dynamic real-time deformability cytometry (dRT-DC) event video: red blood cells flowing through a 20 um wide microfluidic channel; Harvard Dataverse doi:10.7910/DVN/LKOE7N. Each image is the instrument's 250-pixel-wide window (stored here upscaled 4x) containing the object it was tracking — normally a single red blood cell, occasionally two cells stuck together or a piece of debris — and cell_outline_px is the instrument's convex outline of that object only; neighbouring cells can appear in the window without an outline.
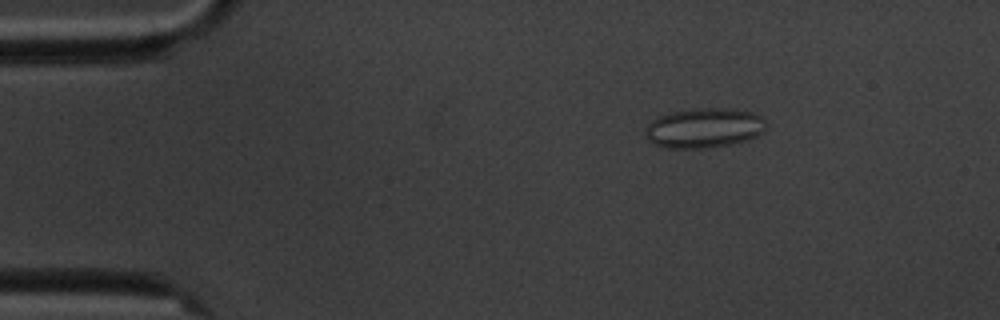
{"species": "common noctule bat (a hibernating species)", "species_latin": "Nyctalus noctula", "temperature_condition": "cold", "stored_images_in_passage": 10, "camera_frame_rate_fps": 3000, "um_per_image_px": 0.085, "animal": {"sex": "male", "body_mass_g": 20.1, "forearm_length_mm": 53.5}, "frame": {"image": 1, "passage_image": 2, "time_ms": 1.333, "image_size_px": [1000, 320], "cell_outline_px": [[764, 132], [748, 140], [728, 144], [704, 148], [668, 148], [656, 144], [648, 140], [644, 132], [648, 124], [656, 116], [672, 112], [696, 108], [728, 108], [752, 112], [760, 116], [764, 120]], "centroid_in_image_um": [59.82, 10.87], "position_along_channel_um": 25.2, "area_um2": 27.92}}
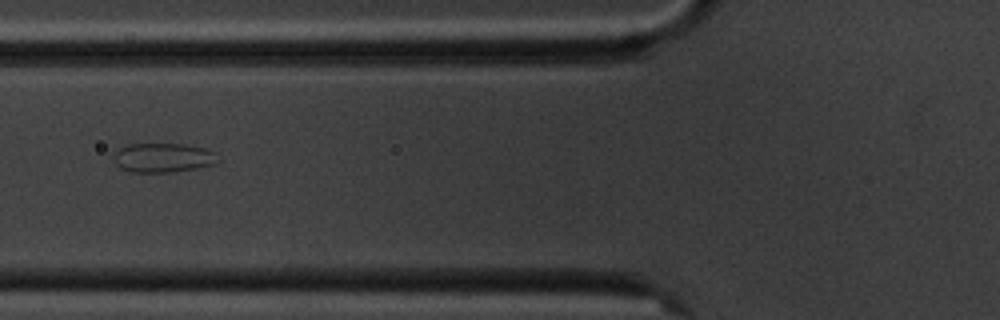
{"frame": {"image": 2, "passage_image": 6, "time_ms": 5.667, "image_size_px": [1000, 320], "cell_outline_px": [[220, 160], [216, 164], [196, 168], [172, 172], [132, 172], [120, 168], [116, 164], [112, 152], [128, 144], [184, 144], [204, 148], [216, 152]], "centroid_in_image_um": [13.88, 13.4], "position_along_channel_um": 111.9, "area_um2": 17.98}}
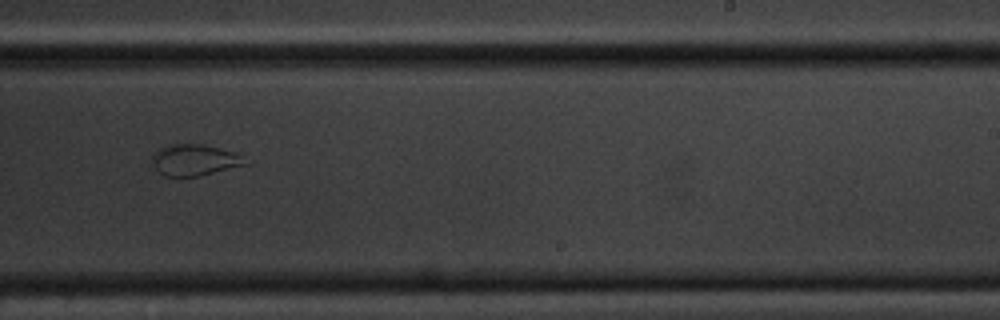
{"frame": {"image": 3, "passage_image": 10, "time_ms": 10.333, "image_size_px": [1000, 320], "cell_outline_px": [[248, 164], [196, 176], [164, 176], [156, 168], [152, 160], [152, 156], [160, 148], [168, 144], [200, 144], [232, 152], [240, 156]], "centroid_in_image_um": [16.48, 13.6], "position_along_channel_um": 272.5, "area_um2": 16.36}}